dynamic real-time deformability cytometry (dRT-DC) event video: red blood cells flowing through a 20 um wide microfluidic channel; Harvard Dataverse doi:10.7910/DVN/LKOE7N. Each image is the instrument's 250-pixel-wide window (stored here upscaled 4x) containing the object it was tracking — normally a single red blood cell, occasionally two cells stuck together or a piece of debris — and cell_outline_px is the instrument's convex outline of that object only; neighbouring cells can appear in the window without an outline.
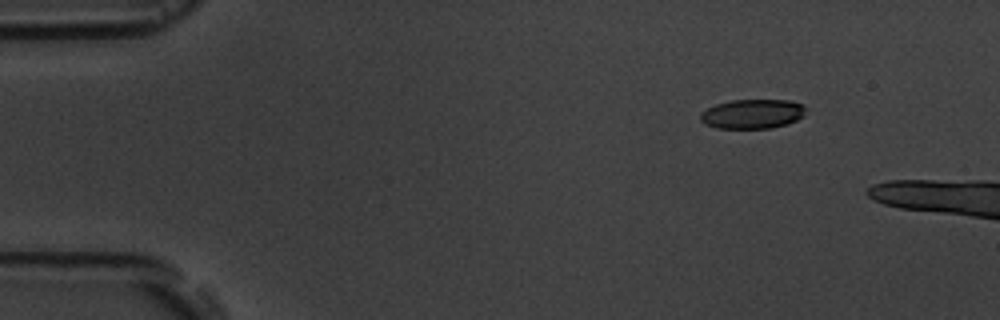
{"species": "common noctule bat (a hibernating species)", "species_latin": "Nyctalus noctula", "temperature_condition": "room temperature", "stored_images_in_passage": 4, "camera_frame_rate_fps": 3000, "um_per_image_px": 0.085, "animal": {"sex": "male", "body_mass_g": 19.5, "forearm_length_mm": 54.6}, "frame": {"image": 1, "passage_image": 2, "time_ms": 2.0, "image_size_px": [1000, 320], "cell_outline_px": [[804, 116], [788, 124], [772, 128], [716, 128], [704, 124], [700, 120], [700, 112], [716, 104], [732, 100], [788, 100], [804, 104]], "centroid_in_image_um": [63.95, 9.68], "position_along_channel_um": 21.1, "area_um2": 18.15}}